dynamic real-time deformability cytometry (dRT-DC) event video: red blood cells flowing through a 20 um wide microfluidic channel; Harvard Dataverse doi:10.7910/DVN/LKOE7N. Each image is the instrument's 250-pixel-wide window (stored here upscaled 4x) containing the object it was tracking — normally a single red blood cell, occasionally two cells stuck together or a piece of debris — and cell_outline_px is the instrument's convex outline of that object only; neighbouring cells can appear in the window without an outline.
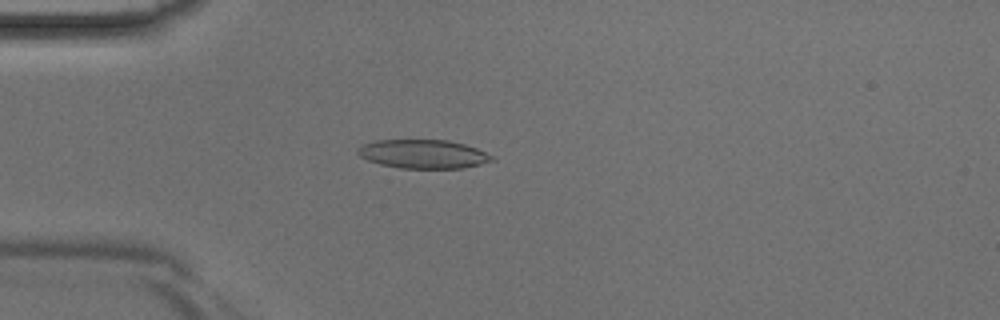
{"species": "Egyptian fruit bat (a non-hibernating species)", "species_latin": "Rousettus aegyptiacus", "temperature_condition": "room temperature", "stored_images_in_passage": 43, "camera_frame_rate_fps": 3000, "um_per_image_px": 0.085, "animal": {"sex": "male"}, "frame": {"image": 1, "passage_image": 11, "time_ms": 3.333, "image_size_px": [1000, 320], "cell_outline_px": [[496, 160], [464, 168], [400, 168], [380, 164], [368, 160], [360, 156], [356, 152], [356, 148], [372, 140], [448, 140], [464, 144], [476, 148], [496, 156]], "centroid_in_image_um": [35.99, 13.09], "position_along_channel_um": 49.0, "area_um2": 22.66}}
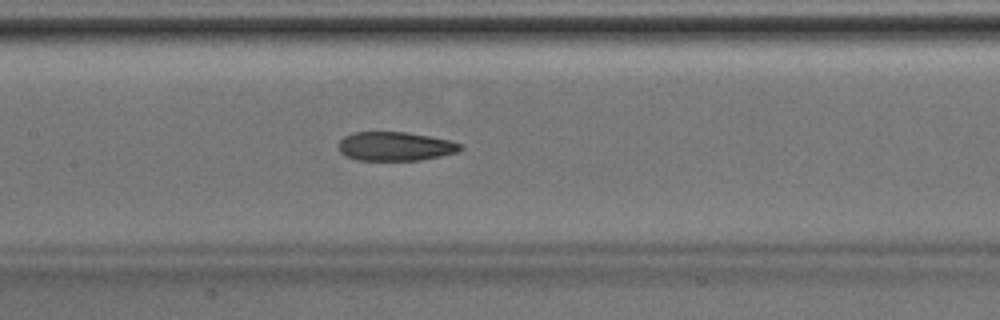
{"frame": {"image": 2, "passage_image": 20, "time_ms": 6.333, "image_size_px": [1000, 320], "cell_outline_px": [[464, 148], [456, 152], [440, 156], [420, 160], [356, 160], [344, 156], [336, 148], [336, 144], [344, 136], [352, 132], [408, 132], [448, 140], [464, 144]], "centroid_in_image_um": [33.54, 12.44], "position_along_channel_um": 173.9, "area_um2": 20.81}}
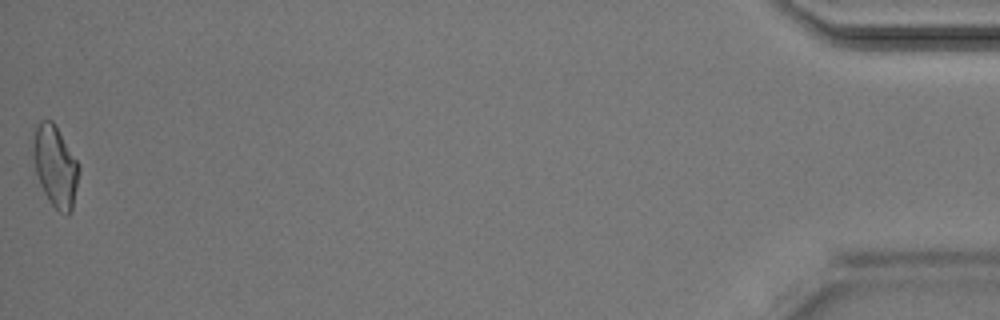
{"frame": {"image": 3, "passage_image": 43, "time_ms": 14.0, "image_size_px": [1000, 320], "cell_outline_px": [[80, 172], [72, 208], [68, 216], [60, 212], [48, 200], [40, 184], [36, 172], [32, 156], [32, 140], [36, 128], [40, 120], [52, 120], [80, 164]], "centroid_in_image_um": [4.7, 14.12], "position_along_channel_um": 430.5, "area_um2": 21.73}}